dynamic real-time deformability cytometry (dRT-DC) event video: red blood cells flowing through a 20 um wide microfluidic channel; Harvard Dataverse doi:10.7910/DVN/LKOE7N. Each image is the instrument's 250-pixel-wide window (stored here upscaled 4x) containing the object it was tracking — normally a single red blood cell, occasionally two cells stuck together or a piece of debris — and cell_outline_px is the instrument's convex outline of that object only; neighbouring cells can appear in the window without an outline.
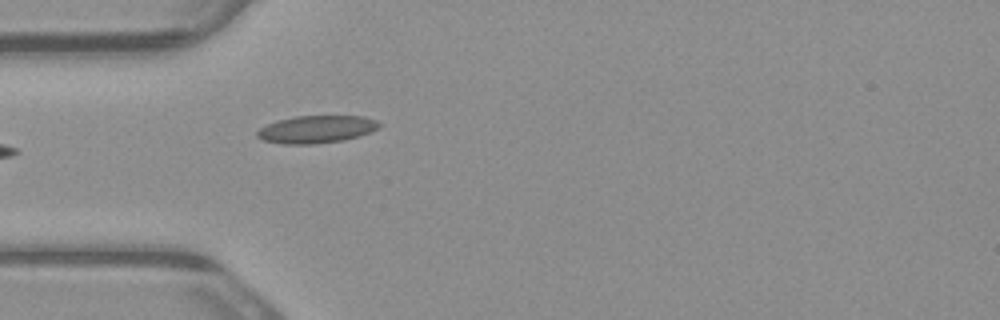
{"species": "common noctule bat (a hibernating species)", "species_latin": "Nyctalus noctula", "temperature_condition": "warm", "stored_images_in_passage": 4, "camera_frame_rate_fps": 3000, "um_per_image_px": 0.085, "animal": {"sex": "male", "body_mass_g": 23.1, "forearm_length_mm": 52.7}, "frame": {"image": 1, "passage_image": 4, "time_ms": 1.0, "image_size_px": [1000, 320], "cell_outline_px": [[380, 128], [360, 136], [344, 140], [316, 144], [284, 144], [264, 140], [256, 136], [256, 132], [260, 128], [276, 120], [296, 116], [364, 116], [376, 120], [380, 124]], "centroid_in_image_um": [26.91, 10.99], "position_along_channel_um": 58.1, "area_um2": 19.65}}